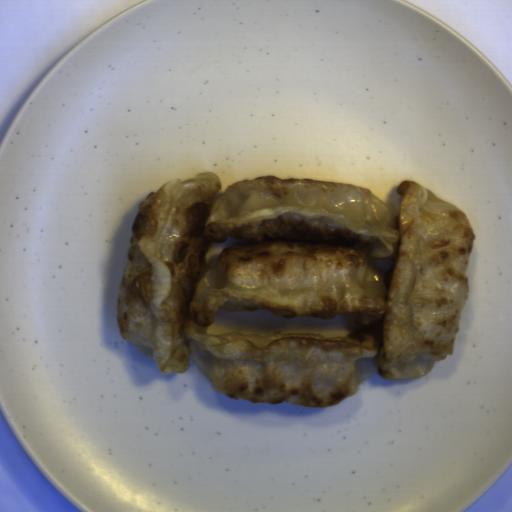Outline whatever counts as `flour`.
I'll return each mask as SVG.
<instances>
[{"label": "flour", "mask_w": 512, "mask_h": 512, "mask_svg": "<svg viewBox=\"0 0 512 512\" xmlns=\"http://www.w3.org/2000/svg\"><path fill=\"white\" fill-rule=\"evenodd\" d=\"M215 172L150 192L118 291L125 341L162 375L193 359L214 390L255 404L329 407L378 373L424 377L453 355L475 231L418 182L394 208L370 189ZM218 308L280 318L356 315L350 338L206 335Z\"/></svg>", "instance_id": "obj_1"}]
</instances>
